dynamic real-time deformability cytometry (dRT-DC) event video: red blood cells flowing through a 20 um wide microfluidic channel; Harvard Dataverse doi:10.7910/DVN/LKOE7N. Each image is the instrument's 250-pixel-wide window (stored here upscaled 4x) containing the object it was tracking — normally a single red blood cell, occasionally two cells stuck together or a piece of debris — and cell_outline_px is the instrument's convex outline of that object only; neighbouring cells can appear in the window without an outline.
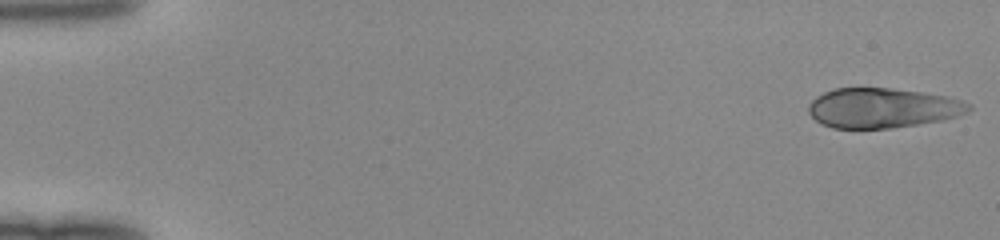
{"species": "human", "species_latin": "Homo sapiens", "temperature_condition": "room temperature", "stored_images_in_passage": 49, "camera_frame_rate_fps": 3000, "um_per_image_px": 0.085, "donor": {"sex": "female"}, "frame": {"image": 1, "passage_image": 1, "time_ms": 0.0, "image_size_px": [1000, 240], "cell_outline_px": [[972, 108], [968, 112], [956, 116], [940, 120], [916, 124], [888, 128], [832, 128], [820, 124], [808, 112], [808, 104], [816, 96], [832, 88], [892, 88], [920, 92], [944, 96], [960, 100], [972, 104]], "centroid_in_image_um": [74.97, 9.17], "position_along_channel_um": 10.0, "area_um2": 37.05}}
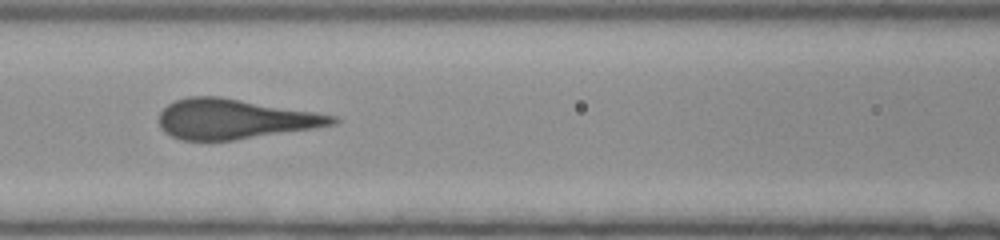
{"frame": {"image": 2, "passage_image": 22, "time_ms": 7.0, "image_size_px": [1000, 240], "cell_outline_px": [[340, 120], [336, 124], [312, 128], [232, 140], [180, 140], [164, 132], [160, 128], [160, 112], [168, 104], [176, 100], [188, 96], [220, 96], [316, 112], [336, 116]], "centroid_in_image_um": [19.91, 10.1], "position_along_channel_um": 146.7, "area_um2": 40.06}}
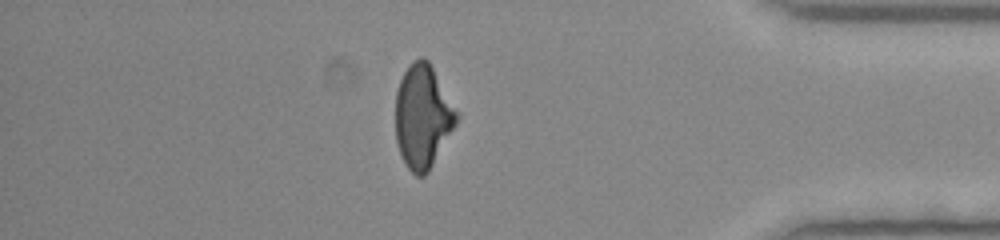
{"frame": {"image": 3, "passage_image": 42, "time_ms": 13.667, "image_size_px": [1000, 240], "cell_outline_px": [[460, 116], [456, 124], [428, 172], [424, 176], [416, 176], [404, 164], [396, 140], [396, 92], [400, 80], [404, 72], [412, 60], [420, 56], [424, 56], [428, 60], [460, 112]], "centroid_in_image_um": [35.95, 9.87], "position_along_channel_um": 399.3, "area_um2": 37.11}}